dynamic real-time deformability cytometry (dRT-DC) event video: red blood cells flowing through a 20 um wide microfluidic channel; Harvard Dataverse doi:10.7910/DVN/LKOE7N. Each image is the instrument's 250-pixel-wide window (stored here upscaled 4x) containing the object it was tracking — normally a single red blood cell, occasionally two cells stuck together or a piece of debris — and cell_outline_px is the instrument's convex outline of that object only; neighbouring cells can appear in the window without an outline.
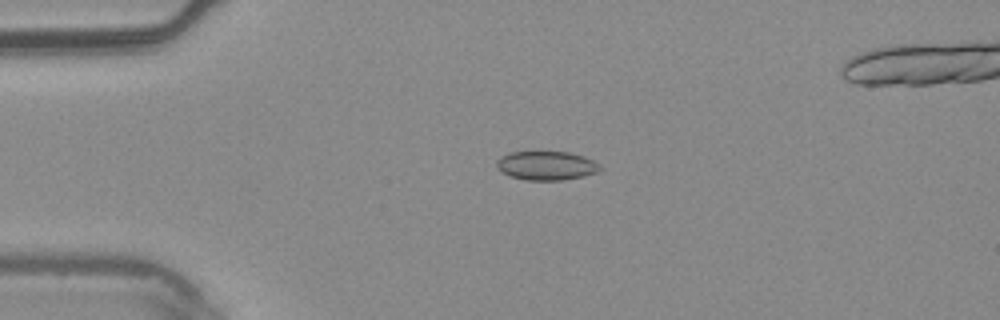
{"species": "common noctule bat (a hibernating species)", "species_latin": "Nyctalus noctula", "temperature_condition": "warm", "stored_images_in_passage": 4, "camera_frame_rate_fps": 3000, "um_per_image_px": 0.085, "animal": {"sex": "male", "body_mass_g": 20.4}, "frame": {"image": 1, "passage_image": 2, "time_ms": 0.333, "image_size_px": [1000, 320], "cell_outline_px": [[604, 168], [596, 172], [584, 176], [560, 180], [524, 180], [508, 176], [496, 168], [496, 160], [500, 156], [508, 152], [568, 152], [584, 156], [600, 164]], "centroid_in_image_um": [46.41, 14.08], "position_along_channel_um": 38.6, "area_um2": 17.63}}